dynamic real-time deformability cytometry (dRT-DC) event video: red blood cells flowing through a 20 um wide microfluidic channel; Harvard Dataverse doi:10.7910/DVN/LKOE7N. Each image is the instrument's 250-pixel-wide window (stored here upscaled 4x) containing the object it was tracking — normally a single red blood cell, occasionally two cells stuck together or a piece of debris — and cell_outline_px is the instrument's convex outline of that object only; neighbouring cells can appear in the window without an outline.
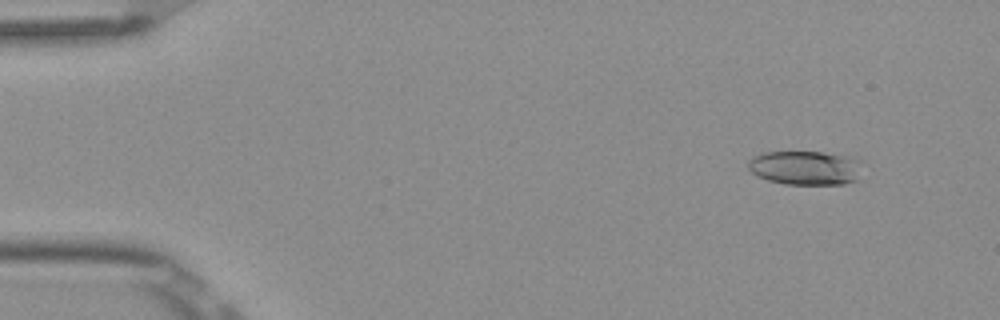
{"species": "Egyptian fruit bat (a non-hibernating species)", "species_latin": "Rousettus aegyptiacus", "temperature_condition": "room temperature", "stored_images_in_passage": 6, "camera_frame_rate_fps": 3000, "um_per_image_px": 0.085, "frame": {"image": 1, "passage_image": 2, "time_ms": 0.333, "image_size_px": [1000, 320], "cell_outline_px": [[864, 160], [856, 180], [844, 184], [784, 184], [768, 180], [756, 176], [748, 168], [748, 160], [752, 156], [764, 152], [820, 152], [856, 156]], "centroid_in_image_um": [68.49, 14.25], "position_along_channel_um": 16.5, "area_um2": 23.18}}